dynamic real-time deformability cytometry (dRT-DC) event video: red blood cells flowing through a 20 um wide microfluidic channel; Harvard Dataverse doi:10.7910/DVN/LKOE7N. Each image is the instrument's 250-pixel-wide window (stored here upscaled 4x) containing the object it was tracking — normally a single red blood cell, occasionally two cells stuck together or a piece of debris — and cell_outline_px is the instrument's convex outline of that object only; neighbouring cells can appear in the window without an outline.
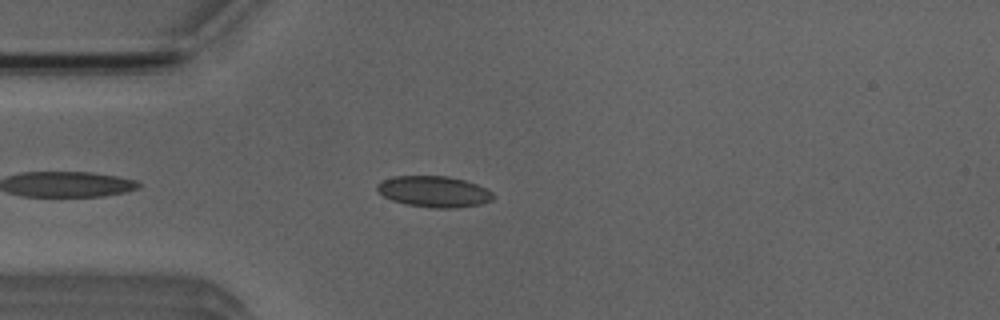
{"species": "Egyptian fruit bat (a non-hibernating species)", "species_latin": "Rousettus aegyptiacus", "temperature_condition": "room temperature", "stored_images_in_passage": 36, "camera_frame_rate_fps": 3000, "um_per_image_px": 0.085, "animal": {"sex": "male"}, "frame": {"image": 1, "passage_image": 5, "time_ms": 1.333, "image_size_px": [1000, 320], "cell_outline_px": [[492, 200], [480, 204], [456, 208], [432, 208], [404, 204], [392, 200], [376, 192], [376, 184], [392, 176], [448, 176], [464, 180], [476, 184], [492, 192]], "centroid_in_image_um": [36.84, 16.29], "position_along_channel_um": 48.2, "area_um2": 21.04}}
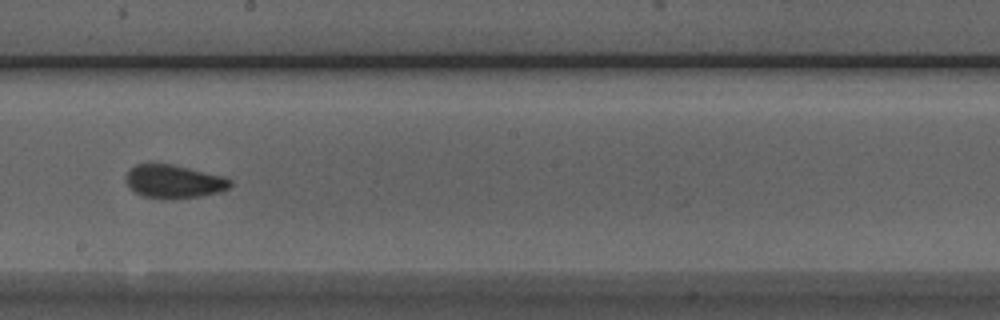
{"frame": {"image": 2, "passage_image": 20, "time_ms": 6.333, "image_size_px": [1000, 320], "cell_outline_px": [[232, 184], [228, 188], [220, 192], [200, 196], [172, 200], [140, 196], [124, 180], [124, 176], [128, 168], [136, 164], [172, 164], [224, 176], [232, 180]], "centroid_in_image_um": [14.76, 15.43], "position_along_channel_um": 233.4, "area_um2": 20.58}}
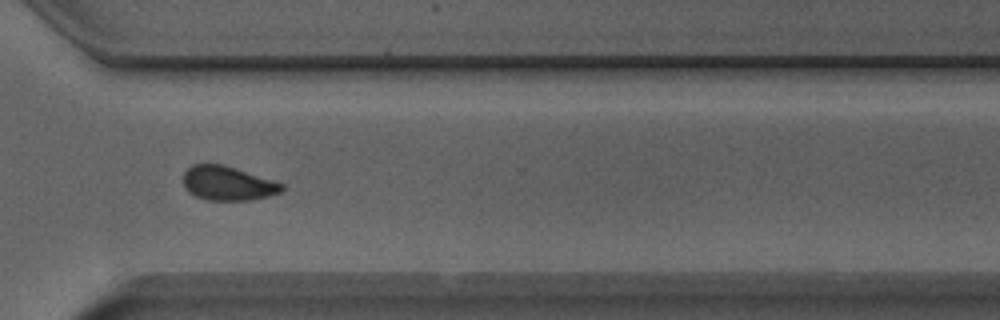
{"frame": {"image": 3, "passage_image": 29, "time_ms": 9.333, "image_size_px": [1000, 320], "cell_outline_px": [[284, 188], [280, 192], [268, 196], [252, 200], [204, 200], [188, 192], [184, 188], [184, 172], [192, 164], [224, 164], [284, 184]], "centroid_in_image_um": [19.34, 15.58], "position_along_channel_um": 351.3, "area_um2": 19.65}, "authors_computed_cell_mechanics": {"area_um2": 20.4323, "velocity_mm_per_s": 3.9264, "shape_relaxation_time_tau1_ms": null, "shape_relaxation_time_tau2_ms": 1.2288, "deformation_change_tau1": null, "deformation_change_tau2": 0.0496}}